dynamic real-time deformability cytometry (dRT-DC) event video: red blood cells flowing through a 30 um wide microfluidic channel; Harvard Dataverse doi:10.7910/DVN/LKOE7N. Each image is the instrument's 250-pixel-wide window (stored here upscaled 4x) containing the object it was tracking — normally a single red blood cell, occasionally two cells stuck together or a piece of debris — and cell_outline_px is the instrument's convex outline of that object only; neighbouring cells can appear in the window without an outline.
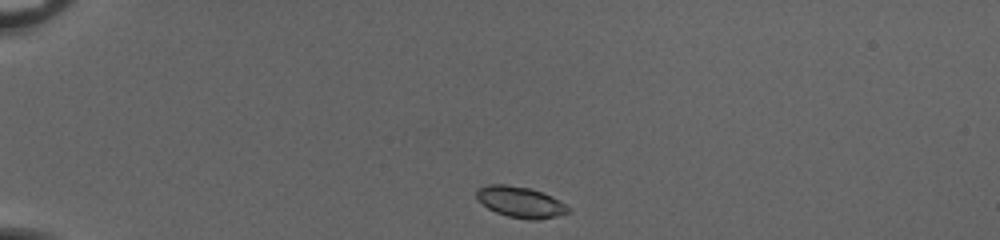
{"species": "common noctule bat (a hibernating species)", "species_latin": "Nyctalus noctula", "temperature_condition": "cold", "stored_images_in_passage": 40, "camera_frame_rate_fps": 3000, "um_per_image_px": 0.085, "animal": {"sex": "female", "body_mass_g": 20.0, "forearm_length_mm": 54.0}, "frame": {"image": 1, "passage_image": 1, "time_ms": 0.0, "image_size_px": [1000, 240], "cell_outline_px": [[572, 212], [540, 220], [528, 220], [508, 216], [496, 212], [488, 208], [476, 200], [476, 192], [480, 188], [488, 184], [504, 184], [528, 188], [552, 196], [560, 200], [572, 208]], "centroid_in_image_um": [44.27, 17.19], "position_along_channel_um": 40.7, "area_um2": 16.7}}
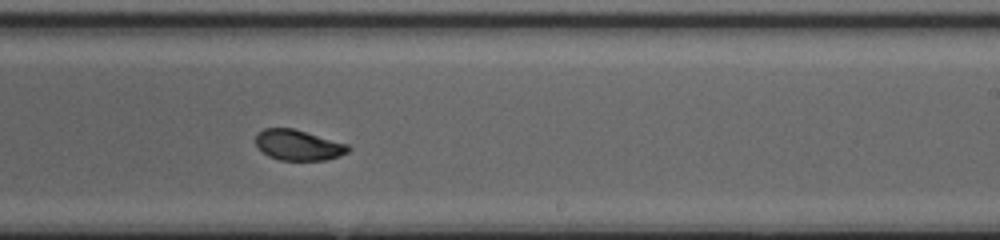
{"frame": {"image": 2, "passage_image": 22, "time_ms": 7.0, "image_size_px": [1000, 240], "cell_outline_px": [[352, 148], [348, 152], [340, 156], [324, 160], [280, 160], [268, 156], [256, 144], [256, 136], [264, 128], [292, 128], [348, 144]], "centroid_in_image_um": [25.39, 12.34], "position_along_channel_um": 263.6, "area_um2": 16.3}}
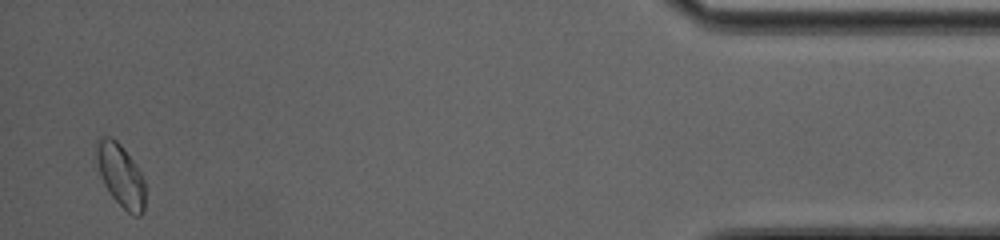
{"frame": {"image": 3, "passage_image": 39, "time_ms": 12.667, "image_size_px": [1000, 240], "cell_outline_px": [[144, 212], [140, 216], [132, 216], [112, 196], [104, 184], [100, 176], [96, 160], [96, 140], [100, 136], [112, 136], [120, 144], [136, 164], [144, 180]], "centroid_in_image_um": [10.24, 14.88], "position_along_channel_um": 425.0, "area_um2": 17.86}, "authors_computed_cell_mechanics": {"area_um2": 16.7042, "velocity_mm_per_s": 4.0131, "shape_relaxation_time_tau1_ms": 1.7661, "shape_relaxation_time_tau2_ms": null, "deformation_change_tau1": 0.1093, "deformation_change_tau2": null}}